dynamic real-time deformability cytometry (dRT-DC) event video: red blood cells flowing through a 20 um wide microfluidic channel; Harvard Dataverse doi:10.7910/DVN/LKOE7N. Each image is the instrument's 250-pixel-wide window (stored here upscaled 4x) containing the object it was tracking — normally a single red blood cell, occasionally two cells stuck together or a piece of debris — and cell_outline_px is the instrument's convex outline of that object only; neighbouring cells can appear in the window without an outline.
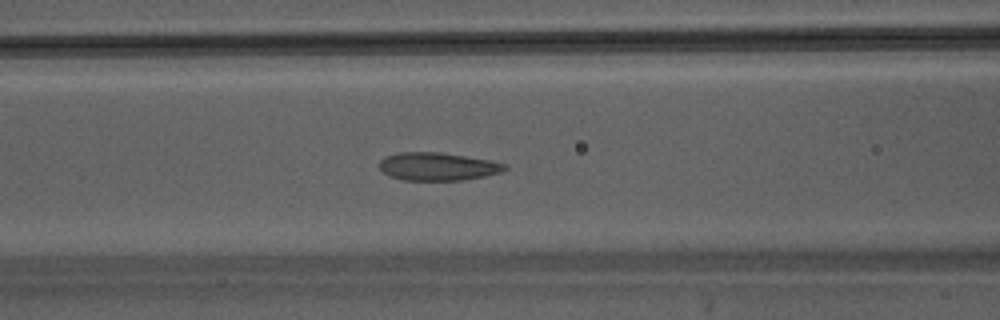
{"species": "Egyptian fruit bat (a non-hibernating species)", "species_latin": "Rousettus aegyptiacus", "temperature_condition": "warm", "stored_images_in_passage": 45, "camera_frame_rate_fps": 3000, "um_per_image_px": 0.085, "animal": {"sex": "male"}, "frame": {"image": 1, "passage_image": 19, "time_ms": 6.0, "image_size_px": [1000, 320], "cell_outline_px": [[508, 168], [500, 172], [484, 176], [464, 180], [404, 180], [388, 176], [380, 168], [380, 160], [384, 156], [396, 152], [440, 152], [488, 160], [508, 164]], "centroid_in_image_um": [37.18, 14.15], "position_along_channel_um": 129.4, "area_um2": 20.46}}
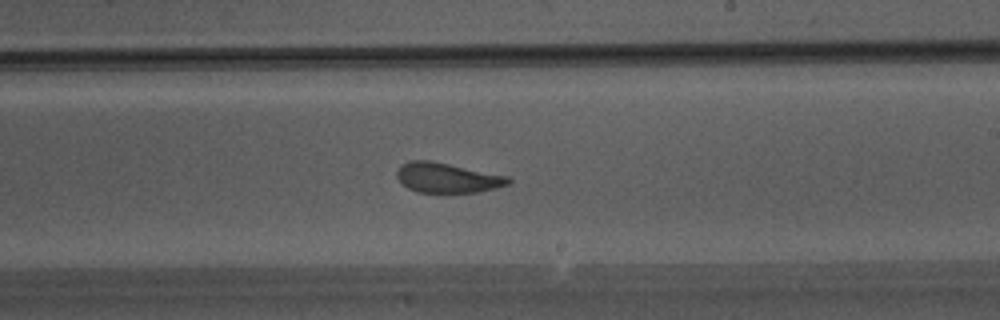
{"frame": {"image": 2, "passage_image": 27, "time_ms": 8.667, "image_size_px": [1000, 320], "cell_outline_px": [[512, 180], [508, 184], [496, 188], [476, 192], [416, 192], [408, 188], [396, 176], [396, 172], [400, 164], [408, 160], [432, 160], [508, 176]], "centroid_in_image_um": [37.99, 15.09], "position_along_channel_um": 251.0, "area_um2": 19.48}}
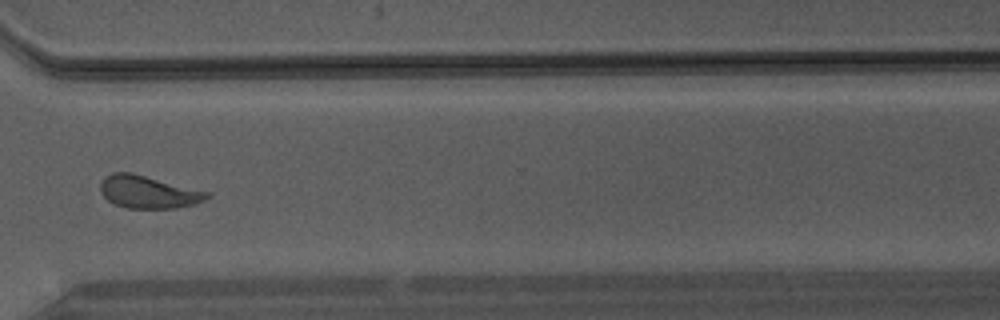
{"frame": {"image": 3, "passage_image": 34, "time_ms": 11.0, "image_size_px": [1000, 320], "cell_outline_px": [[212, 196], [204, 200], [192, 204], [176, 208], [128, 208], [116, 204], [108, 200], [100, 192], [100, 184], [112, 172], [132, 172], [208, 192]], "centroid_in_image_um": [12.6, 16.31], "position_along_channel_um": 358.0, "area_um2": 19.94}}